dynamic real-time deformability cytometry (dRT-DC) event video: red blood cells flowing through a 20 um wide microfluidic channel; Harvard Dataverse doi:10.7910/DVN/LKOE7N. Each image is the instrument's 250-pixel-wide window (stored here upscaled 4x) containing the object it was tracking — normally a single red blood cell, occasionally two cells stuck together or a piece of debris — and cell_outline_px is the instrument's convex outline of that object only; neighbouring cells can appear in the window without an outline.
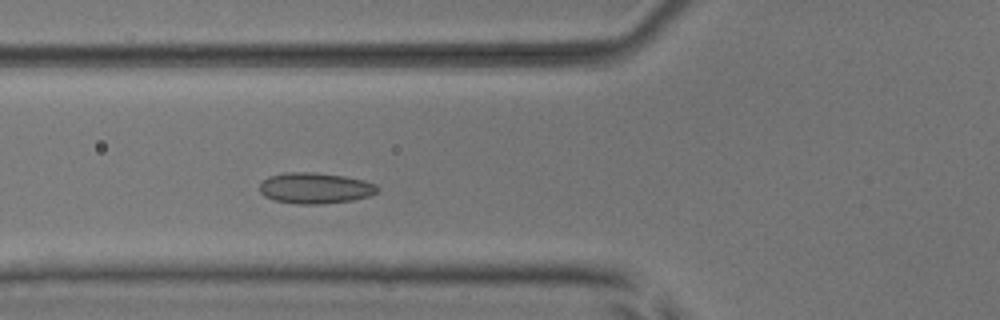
{"species": "common noctule bat (a hibernating species)", "species_latin": "Nyctalus noctula", "temperature_condition": "room temperature", "stored_images_in_passage": 49, "segment_of_instrument_passage": [1, 2], "camera_frame_rate_fps": 3000, "um_per_image_px": 0.085, "animal": {"sex": "male", "body_mass_g": 17.9, "forearm_length_mm": 54.2}, "frame": {"image": 1, "passage_image": 15, "time_ms": 4.667, "image_size_px": [1000, 320], "cell_outline_px": [[380, 188], [376, 192], [368, 196], [352, 200], [320, 204], [296, 204], [272, 200], [264, 196], [260, 192], [260, 184], [268, 176], [284, 172], [312, 172], [344, 176], [364, 180], [376, 184]], "centroid_in_image_um": [26.76, 15.99], "position_along_channel_um": 99.0, "area_um2": 21.33}}
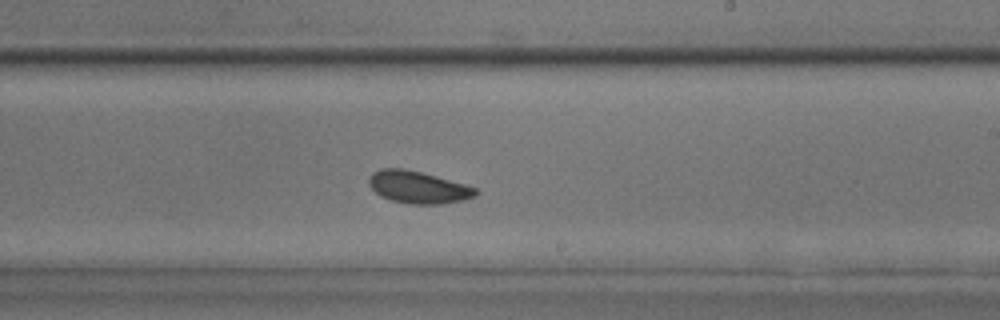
{"frame": {"image": 2, "passage_image": 27, "time_ms": 8.667, "image_size_px": [1000, 320], "cell_outline_px": [[476, 196], [464, 200], [440, 204], [408, 204], [392, 200], [380, 196], [368, 184], [368, 180], [372, 172], [380, 168], [400, 168], [420, 172], [436, 176], [464, 184], [476, 188]], "centroid_in_image_um": [35.51, 15.92], "position_along_channel_um": 253.5, "area_um2": 19.94}}
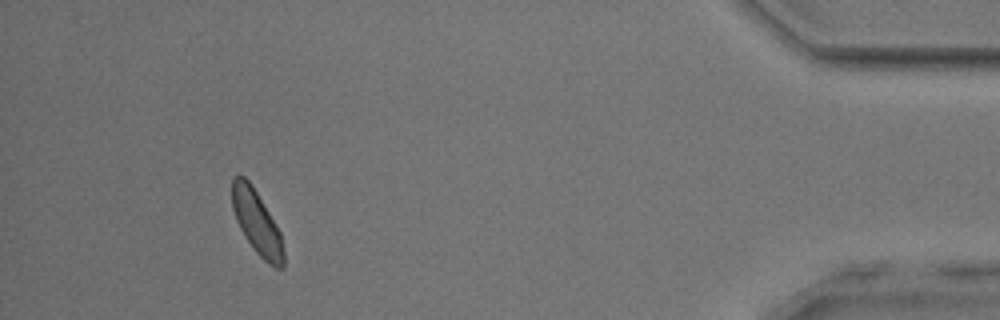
{"frame": {"image": 3, "passage_image": 44, "time_ms": 14.333, "image_size_px": [1000, 320], "cell_outline_px": [[284, 268], [276, 268], [268, 264], [252, 248], [244, 236], [236, 220], [232, 208], [232, 176], [244, 176], [252, 184], [280, 232], [284, 252]], "centroid_in_image_um": [21.82, 18.92], "position_along_channel_um": 413.4, "area_um2": 19.07}}